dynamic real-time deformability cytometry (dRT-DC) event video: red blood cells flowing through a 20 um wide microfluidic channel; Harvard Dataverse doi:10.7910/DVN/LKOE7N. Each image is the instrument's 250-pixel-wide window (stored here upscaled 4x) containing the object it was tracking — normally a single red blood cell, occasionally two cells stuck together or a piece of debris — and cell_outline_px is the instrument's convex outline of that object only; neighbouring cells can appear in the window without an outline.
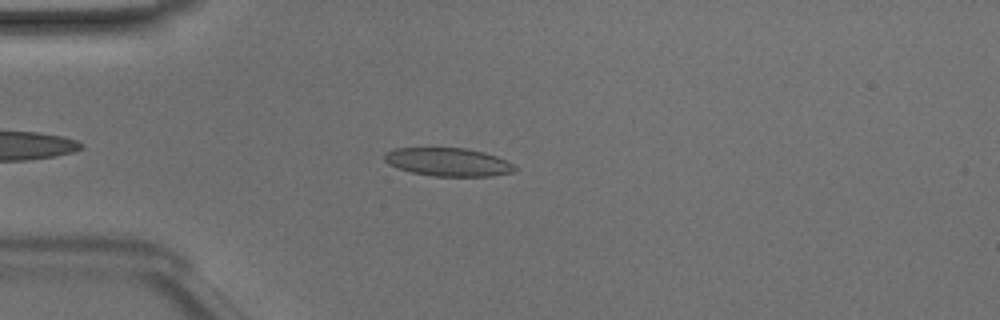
{"species": "Egyptian fruit bat (a non-hibernating species)", "species_latin": "Rousettus aegyptiacus", "temperature_condition": "room temperature", "stored_images_in_passage": 43, "camera_frame_rate_fps": 3000, "um_per_image_px": 0.085, "animal": {"sex": "male"}, "frame": {"image": 1, "passage_image": 7, "time_ms": 2.0, "image_size_px": [1000, 320], "cell_outline_px": [[516, 168], [512, 172], [492, 176], [432, 176], [412, 172], [396, 168], [388, 164], [384, 160], [384, 152], [392, 148], [468, 148], [484, 152], [496, 156], [512, 164]], "centroid_in_image_um": [38.03, 13.76], "position_along_channel_um": 47.0, "area_um2": 21.5}}
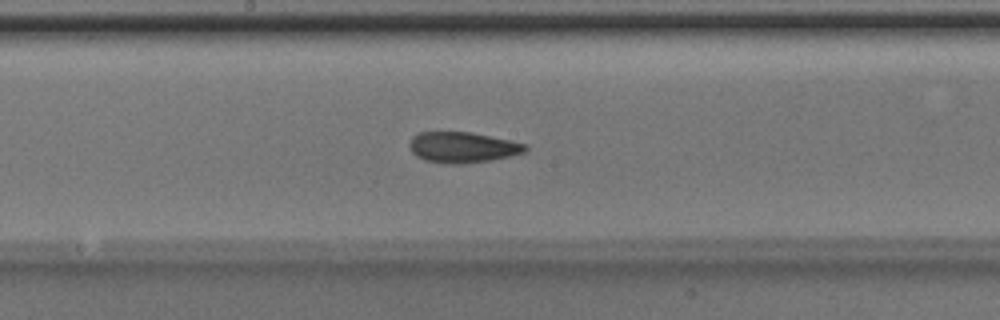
{"frame": {"image": 2, "passage_image": 20, "time_ms": 6.333, "image_size_px": [1000, 320], "cell_outline_px": [[528, 148], [524, 152], [512, 156], [492, 160], [464, 164], [448, 164], [424, 160], [416, 156], [412, 152], [408, 144], [412, 136], [420, 132], [472, 132], [528, 144]], "centroid_in_image_um": [39.32, 12.53], "position_along_channel_um": 208.9, "area_um2": 20.98}}
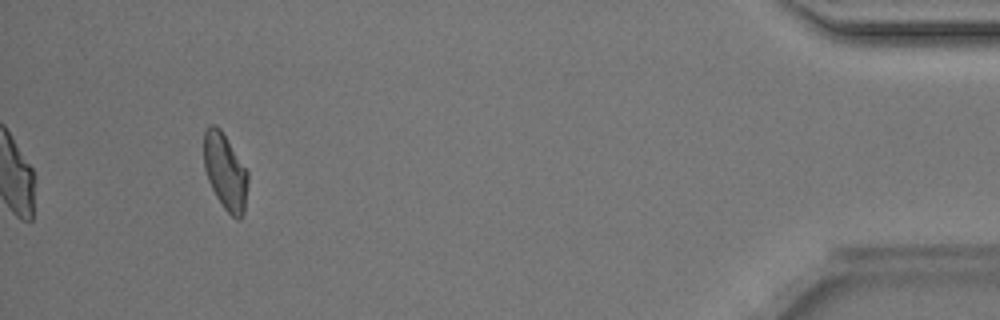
{"frame": {"image": 3, "passage_image": 40, "time_ms": 13.0, "image_size_px": [1000, 320], "cell_outline_px": [[248, 180], [244, 212], [240, 220], [236, 220], [224, 208], [216, 196], [208, 180], [204, 168], [204, 132], [208, 124], [216, 124], [220, 128], [248, 172]], "centroid_in_image_um": [19.13, 14.59], "position_along_channel_um": 416.1, "area_um2": 19.54}, "authors_computed_cell_mechanics": {"area_um2": 20.3456, "velocity_mm_per_s": 4.1175, "shape_relaxation_time_tau1_ms": null, "shape_relaxation_time_tau2_ms": 1.9943, "deformation_change_tau1": null, "deformation_change_tau2": 0.0668}}